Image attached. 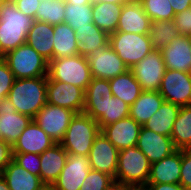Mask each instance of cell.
<instances>
[{
	"mask_svg": "<svg viewBox=\"0 0 191 190\" xmlns=\"http://www.w3.org/2000/svg\"><path fill=\"white\" fill-rule=\"evenodd\" d=\"M8 98L18 113L33 119L47 103V76L15 79Z\"/></svg>",
	"mask_w": 191,
	"mask_h": 190,
	"instance_id": "obj_1",
	"label": "cell"
},
{
	"mask_svg": "<svg viewBox=\"0 0 191 190\" xmlns=\"http://www.w3.org/2000/svg\"><path fill=\"white\" fill-rule=\"evenodd\" d=\"M33 21L14 2L7 1L0 7V57L26 43Z\"/></svg>",
	"mask_w": 191,
	"mask_h": 190,
	"instance_id": "obj_2",
	"label": "cell"
},
{
	"mask_svg": "<svg viewBox=\"0 0 191 190\" xmlns=\"http://www.w3.org/2000/svg\"><path fill=\"white\" fill-rule=\"evenodd\" d=\"M100 131L98 122L92 117L84 113L75 114L60 145L68 154L88 156Z\"/></svg>",
	"mask_w": 191,
	"mask_h": 190,
	"instance_id": "obj_3",
	"label": "cell"
},
{
	"mask_svg": "<svg viewBox=\"0 0 191 190\" xmlns=\"http://www.w3.org/2000/svg\"><path fill=\"white\" fill-rule=\"evenodd\" d=\"M151 163L137 146L120 150L115 180L131 189L143 188L150 176Z\"/></svg>",
	"mask_w": 191,
	"mask_h": 190,
	"instance_id": "obj_4",
	"label": "cell"
},
{
	"mask_svg": "<svg viewBox=\"0 0 191 190\" xmlns=\"http://www.w3.org/2000/svg\"><path fill=\"white\" fill-rule=\"evenodd\" d=\"M15 79L48 76L49 62L24 43L2 56Z\"/></svg>",
	"mask_w": 191,
	"mask_h": 190,
	"instance_id": "obj_5",
	"label": "cell"
},
{
	"mask_svg": "<svg viewBox=\"0 0 191 190\" xmlns=\"http://www.w3.org/2000/svg\"><path fill=\"white\" fill-rule=\"evenodd\" d=\"M48 76L52 80L70 83L84 91L92 81L89 63L82 55L52 59L48 65Z\"/></svg>",
	"mask_w": 191,
	"mask_h": 190,
	"instance_id": "obj_6",
	"label": "cell"
},
{
	"mask_svg": "<svg viewBox=\"0 0 191 190\" xmlns=\"http://www.w3.org/2000/svg\"><path fill=\"white\" fill-rule=\"evenodd\" d=\"M109 43L129 69L153 50L147 34L114 32L109 35Z\"/></svg>",
	"mask_w": 191,
	"mask_h": 190,
	"instance_id": "obj_7",
	"label": "cell"
},
{
	"mask_svg": "<svg viewBox=\"0 0 191 190\" xmlns=\"http://www.w3.org/2000/svg\"><path fill=\"white\" fill-rule=\"evenodd\" d=\"M86 59L89 63L92 78L110 80L129 70L109 42L103 47L92 50L86 56Z\"/></svg>",
	"mask_w": 191,
	"mask_h": 190,
	"instance_id": "obj_8",
	"label": "cell"
},
{
	"mask_svg": "<svg viewBox=\"0 0 191 190\" xmlns=\"http://www.w3.org/2000/svg\"><path fill=\"white\" fill-rule=\"evenodd\" d=\"M130 70L142 91H159L166 66L161 52L152 50Z\"/></svg>",
	"mask_w": 191,
	"mask_h": 190,
	"instance_id": "obj_9",
	"label": "cell"
},
{
	"mask_svg": "<svg viewBox=\"0 0 191 190\" xmlns=\"http://www.w3.org/2000/svg\"><path fill=\"white\" fill-rule=\"evenodd\" d=\"M75 112L64 107L46 103L33 120L56 142L63 139Z\"/></svg>",
	"mask_w": 191,
	"mask_h": 190,
	"instance_id": "obj_10",
	"label": "cell"
},
{
	"mask_svg": "<svg viewBox=\"0 0 191 190\" xmlns=\"http://www.w3.org/2000/svg\"><path fill=\"white\" fill-rule=\"evenodd\" d=\"M165 101L181 106L191 105V73L166 69L159 89Z\"/></svg>",
	"mask_w": 191,
	"mask_h": 190,
	"instance_id": "obj_11",
	"label": "cell"
},
{
	"mask_svg": "<svg viewBox=\"0 0 191 190\" xmlns=\"http://www.w3.org/2000/svg\"><path fill=\"white\" fill-rule=\"evenodd\" d=\"M47 103L83 113L85 91L75 85L52 80L47 76Z\"/></svg>",
	"mask_w": 191,
	"mask_h": 190,
	"instance_id": "obj_12",
	"label": "cell"
},
{
	"mask_svg": "<svg viewBox=\"0 0 191 190\" xmlns=\"http://www.w3.org/2000/svg\"><path fill=\"white\" fill-rule=\"evenodd\" d=\"M32 120L30 116L18 113L8 97L0 100L1 140L13 146Z\"/></svg>",
	"mask_w": 191,
	"mask_h": 190,
	"instance_id": "obj_13",
	"label": "cell"
},
{
	"mask_svg": "<svg viewBox=\"0 0 191 190\" xmlns=\"http://www.w3.org/2000/svg\"><path fill=\"white\" fill-rule=\"evenodd\" d=\"M118 154L119 150L100 131L88 155L91 169L110 175L114 179L118 166Z\"/></svg>",
	"mask_w": 191,
	"mask_h": 190,
	"instance_id": "obj_14",
	"label": "cell"
},
{
	"mask_svg": "<svg viewBox=\"0 0 191 190\" xmlns=\"http://www.w3.org/2000/svg\"><path fill=\"white\" fill-rule=\"evenodd\" d=\"M90 170L88 156L68 154L65 166L51 187L54 190H79Z\"/></svg>",
	"mask_w": 191,
	"mask_h": 190,
	"instance_id": "obj_15",
	"label": "cell"
},
{
	"mask_svg": "<svg viewBox=\"0 0 191 190\" xmlns=\"http://www.w3.org/2000/svg\"><path fill=\"white\" fill-rule=\"evenodd\" d=\"M136 146L148 158L151 164L162 160L177 150L171 137L155 133L143 126H141L139 131Z\"/></svg>",
	"mask_w": 191,
	"mask_h": 190,
	"instance_id": "obj_16",
	"label": "cell"
},
{
	"mask_svg": "<svg viewBox=\"0 0 191 190\" xmlns=\"http://www.w3.org/2000/svg\"><path fill=\"white\" fill-rule=\"evenodd\" d=\"M151 19L143 10L139 0H128L119 14L116 32L148 34Z\"/></svg>",
	"mask_w": 191,
	"mask_h": 190,
	"instance_id": "obj_17",
	"label": "cell"
},
{
	"mask_svg": "<svg viewBox=\"0 0 191 190\" xmlns=\"http://www.w3.org/2000/svg\"><path fill=\"white\" fill-rule=\"evenodd\" d=\"M112 96L109 80L92 78L85 91L83 113L97 120L106 113V105Z\"/></svg>",
	"mask_w": 191,
	"mask_h": 190,
	"instance_id": "obj_18",
	"label": "cell"
},
{
	"mask_svg": "<svg viewBox=\"0 0 191 190\" xmlns=\"http://www.w3.org/2000/svg\"><path fill=\"white\" fill-rule=\"evenodd\" d=\"M56 142L32 120L12 146L13 153L42 154Z\"/></svg>",
	"mask_w": 191,
	"mask_h": 190,
	"instance_id": "obj_19",
	"label": "cell"
},
{
	"mask_svg": "<svg viewBox=\"0 0 191 190\" xmlns=\"http://www.w3.org/2000/svg\"><path fill=\"white\" fill-rule=\"evenodd\" d=\"M140 129L141 125L129 116L104 126L101 131L120 151L131 146H136Z\"/></svg>",
	"mask_w": 191,
	"mask_h": 190,
	"instance_id": "obj_20",
	"label": "cell"
},
{
	"mask_svg": "<svg viewBox=\"0 0 191 190\" xmlns=\"http://www.w3.org/2000/svg\"><path fill=\"white\" fill-rule=\"evenodd\" d=\"M166 69L191 73V45L185 35H179L161 51Z\"/></svg>",
	"mask_w": 191,
	"mask_h": 190,
	"instance_id": "obj_21",
	"label": "cell"
},
{
	"mask_svg": "<svg viewBox=\"0 0 191 190\" xmlns=\"http://www.w3.org/2000/svg\"><path fill=\"white\" fill-rule=\"evenodd\" d=\"M67 158L68 153L60 143H55L40 154V178L46 186L51 187L57 180Z\"/></svg>",
	"mask_w": 191,
	"mask_h": 190,
	"instance_id": "obj_22",
	"label": "cell"
},
{
	"mask_svg": "<svg viewBox=\"0 0 191 190\" xmlns=\"http://www.w3.org/2000/svg\"><path fill=\"white\" fill-rule=\"evenodd\" d=\"M181 150L151 164L147 183H179L181 175Z\"/></svg>",
	"mask_w": 191,
	"mask_h": 190,
	"instance_id": "obj_23",
	"label": "cell"
},
{
	"mask_svg": "<svg viewBox=\"0 0 191 190\" xmlns=\"http://www.w3.org/2000/svg\"><path fill=\"white\" fill-rule=\"evenodd\" d=\"M54 26L34 20L28 31L26 43L48 62L53 59Z\"/></svg>",
	"mask_w": 191,
	"mask_h": 190,
	"instance_id": "obj_24",
	"label": "cell"
},
{
	"mask_svg": "<svg viewBox=\"0 0 191 190\" xmlns=\"http://www.w3.org/2000/svg\"><path fill=\"white\" fill-rule=\"evenodd\" d=\"M2 176L10 190H43L46 187L39 176L31 174L13 160L5 168Z\"/></svg>",
	"mask_w": 191,
	"mask_h": 190,
	"instance_id": "obj_25",
	"label": "cell"
},
{
	"mask_svg": "<svg viewBox=\"0 0 191 190\" xmlns=\"http://www.w3.org/2000/svg\"><path fill=\"white\" fill-rule=\"evenodd\" d=\"M164 101L159 91H142L130 106L129 116L143 126L158 111Z\"/></svg>",
	"mask_w": 191,
	"mask_h": 190,
	"instance_id": "obj_26",
	"label": "cell"
},
{
	"mask_svg": "<svg viewBox=\"0 0 191 190\" xmlns=\"http://www.w3.org/2000/svg\"><path fill=\"white\" fill-rule=\"evenodd\" d=\"M180 106L168 101H164L157 112L145 122L143 127L164 136H171L173 124L177 119Z\"/></svg>",
	"mask_w": 191,
	"mask_h": 190,
	"instance_id": "obj_27",
	"label": "cell"
},
{
	"mask_svg": "<svg viewBox=\"0 0 191 190\" xmlns=\"http://www.w3.org/2000/svg\"><path fill=\"white\" fill-rule=\"evenodd\" d=\"M78 55L76 32L67 23L54 25L53 59Z\"/></svg>",
	"mask_w": 191,
	"mask_h": 190,
	"instance_id": "obj_28",
	"label": "cell"
},
{
	"mask_svg": "<svg viewBox=\"0 0 191 190\" xmlns=\"http://www.w3.org/2000/svg\"><path fill=\"white\" fill-rule=\"evenodd\" d=\"M124 3H98L93 2V23L108 35L116 32L119 14Z\"/></svg>",
	"mask_w": 191,
	"mask_h": 190,
	"instance_id": "obj_29",
	"label": "cell"
},
{
	"mask_svg": "<svg viewBox=\"0 0 191 190\" xmlns=\"http://www.w3.org/2000/svg\"><path fill=\"white\" fill-rule=\"evenodd\" d=\"M113 96L120 98L122 101L131 106L140 96L142 89L135 79L132 71L129 69L109 80Z\"/></svg>",
	"mask_w": 191,
	"mask_h": 190,
	"instance_id": "obj_30",
	"label": "cell"
},
{
	"mask_svg": "<svg viewBox=\"0 0 191 190\" xmlns=\"http://www.w3.org/2000/svg\"><path fill=\"white\" fill-rule=\"evenodd\" d=\"M76 39L78 43V55L86 57L98 47H103L109 42V35L99 29L94 23L90 27L77 28Z\"/></svg>",
	"mask_w": 191,
	"mask_h": 190,
	"instance_id": "obj_31",
	"label": "cell"
},
{
	"mask_svg": "<svg viewBox=\"0 0 191 190\" xmlns=\"http://www.w3.org/2000/svg\"><path fill=\"white\" fill-rule=\"evenodd\" d=\"M170 137L176 149H191V105L180 107Z\"/></svg>",
	"mask_w": 191,
	"mask_h": 190,
	"instance_id": "obj_32",
	"label": "cell"
},
{
	"mask_svg": "<svg viewBox=\"0 0 191 190\" xmlns=\"http://www.w3.org/2000/svg\"><path fill=\"white\" fill-rule=\"evenodd\" d=\"M147 35L153 50L161 51L180 34L177 31L173 20H151Z\"/></svg>",
	"mask_w": 191,
	"mask_h": 190,
	"instance_id": "obj_33",
	"label": "cell"
},
{
	"mask_svg": "<svg viewBox=\"0 0 191 190\" xmlns=\"http://www.w3.org/2000/svg\"><path fill=\"white\" fill-rule=\"evenodd\" d=\"M93 3L72 4L65 2L64 22L70 25L75 31L77 28L90 27L92 18Z\"/></svg>",
	"mask_w": 191,
	"mask_h": 190,
	"instance_id": "obj_34",
	"label": "cell"
},
{
	"mask_svg": "<svg viewBox=\"0 0 191 190\" xmlns=\"http://www.w3.org/2000/svg\"><path fill=\"white\" fill-rule=\"evenodd\" d=\"M65 0H42L34 20L50 25L64 23Z\"/></svg>",
	"mask_w": 191,
	"mask_h": 190,
	"instance_id": "obj_35",
	"label": "cell"
},
{
	"mask_svg": "<svg viewBox=\"0 0 191 190\" xmlns=\"http://www.w3.org/2000/svg\"><path fill=\"white\" fill-rule=\"evenodd\" d=\"M129 113L130 106L120 98L112 96L106 105V113H103L96 121L102 129L106 125L129 117Z\"/></svg>",
	"mask_w": 191,
	"mask_h": 190,
	"instance_id": "obj_36",
	"label": "cell"
},
{
	"mask_svg": "<svg viewBox=\"0 0 191 190\" xmlns=\"http://www.w3.org/2000/svg\"><path fill=\"white\" fill-rule=\"evenodd\" d=\"M151 20H174L175 13L169 0H139Z\"/></svg>",
	"mask_w": 191,
	"mask_h": 190,
	"instance_id": "obj_37",
	"label": "cell"
},
{
	"mask_svg": "<svg viewBox=\"0 0 191 190\" xmlns=\"http://www.w3.org/2000/svg\"><path fill=\"white\" fill-rule=\"evenodd\" d=\"M113 180L110 175L91 169L79 190H103Z\"/></svg>",
	"mask_w": 191,
	"mask_h": 190,
	"instance_id": "obj_38",
	"label": "cell"
},
{
	"mask_svg": "<svg viewBox=\"0 0 191 190\" xmlns=\"http://www.w3.org/2000/svg\"><path fill=\"white\" fill-rule=\"evenodd\" d=\"M13 161L31 174L40 177V155L35 153H13Z\"/></svg>",
	"mask_w": 191,
	"mask_h": 190,
	"instance_id": "obj_39",
	"label": "cell"
},
{
	"mask_svg": "<svg viewBox=\"0 0 191 190\" xmlns=\"http://www.w3.org/2000/svg\"><path fill=\"white\" fill-rule=\"evenodd\" d=\"M15 77L8 64L0 57V100L7 98Z\"/></svg>",
	"mask_w": 191,
	"mask_h": 190,
	"instance_id": "obj_40",
	"label": "cell"
},
{
	"mask_svg": "<svg viewBox=\"0 0 191 190\" xmlns=\"http://www.w3.org/2000/svg\"><path fill=\"white\" fill-rule=\"evenodd\" d=\"M181 175L179 183L185 190H191V149L181 150Z\"/></svg>",
	"mask_w": 191,
	"mask_h": 190,
	"instance_id": "obj_41",
	"label": "cell"
},
{
	"mask_svg": "<svg viewBox=\"0 0 191 190\" xmlns=\"http://www.w3.org/2000/svg\"><path fill=\"white\" fill-rule=\"evenodd\" d=\"M174 23L180 35L187 36L191 33V7L175 14Z\"/></svg>",
	"mask_w": 191,
	"mask_h": 190,
	"instance_id": "obj_42",
	"label": "cell"
},
{
	"mask_svg": "<svg viewBox=\"0 0 191 190\" xmlns=\"http://www.w3.org/2000/svg\"><path fill=\"white\" fill-rule=\"evenodd\" d=\"M40 2L41 0H16L14 4L19 11L34 20Z\"/></svg>",
	"mask_w": 191,
	"mask_h": 190,
	"instance_id": "obj_43",
	"label": "cell"
},
{
	"mask_svg": "<svg viewBox=\"0 0 191 190\" xmlns=\"http://www.w3.org/2000/svg\"><path fill=\"white\" fill-rule=\"evenodd\" d=\"M13 160L12 145L0 139V174L3 173L5 168Z\"/></svg>",
	"mask_w": 191,
	"mask_h": 190,
	"instance_id": "obj_44",
	"label": "cell"
},
{
	"mask_svg": "<svg viewBox=\"0 0 191 190\" xmlns=\"http://www.w3.org/2000/svg\"><path fill=\"white\" fill-rule=\"evenodd\" d=\"M144 190H185L180 183H147L144 187Z\"/></svg>",
	"mask_w": 191,
	"mask_h": 190,
	"instance_id": "obj_45",
	"label": "cell"
},
{
	"mask_svg": "<svg viewBox=\"0 0 191 190\" xmlns=\"http://www.w3.org/2000/svg\"><path fill=\"white\" fill-rule=\"evenodd\" d=\"M175 14L191 7V0H169Z\"/></svg>",
	"mask_w": 191,
	"mask_h": 190,
	"instance_id": "obj_46",
	"label": "cell"
},
{
	"mask_svg": "<svg viewBox=\"0 0 191 190\" xmlns=\"http://www.w3.org/2000/svg\"><path fill=\"white\" fill-rule=\"evenodd\" d=\"M103 190H132V189L129 186L114 179Z\"/></svg>",
	"mask_w": 191,
	"mask_h": 190,
	"instance_id": "obj_47",
	"label": "cell"
},
{
	"mask_svg": "<svg viewBox=\"0 0 191 190\" xmlns=\"http://www.w3.org/2000/svg\"><path fill=\"white\" fill-rule=\"evenodd\" d=\"M67 3H72V4H91L93 3L92 0H65Z\"/></svg>",
	"mask_w": 191,
	"mask_h": 190,
	"instance_id": "obj_48",
	"label": "cell"
},
{
	"mask_svg": "<svg viewBox=\"0 0 191 190\" xmlns=\"http://www.w3.org/2000/svg\"><path fill=\"white\" fill-rule=\"evenodd\" d=\"M0 190H10L5 178L0 174Z\"/></svg>",
	"mask_w": 191,
	"mask_h": 190,
	"instance_id": "obj_49",
	"label": "cell"
},
{
	"mask_svg": "<svg viewBox=\"0 0 191 190\" xmlns=\"http://www.w3.org/2000/svg\"><path fill=\"white\" fill-rule=\"evenodd\" d=\"M93 2H98V3H125L128 0H92Z\"/></svg>",
	"mask_w": 191,
	"mask_h": 190,
	"instance_id": "obj_50",
	"label": "cell"
},
{
	"mask_svg": "<svg viewBox=\"0 0 191 190\" xmlns=\"http://www.w3.org/2000/svg\"><path fill=\"white\" fill-rule=\"evenodd\" d=\"M186 37H187V39L189 40V43H190V45H191V33L188 34Z\"/></svg>",
	"mask_w": 191,
	"mask_h": 190,
	"instance_id": "obj_51",
	"label": "cell"
},
{
	"mask_svg": "<svg viewBox=\"0 0 191 190\" xmlns=\"http://www.w3.org/2000/svg\"><path fill=\"white\" fill-rule=\"evenodd\" d=\"M8 0H0V7L5 3L7 2Z\"/></svg>",
	"mask_w": 191,
	"mask_h": 190,
	"instance_id": "obj_52",
	"label": "cell"
},
{
	"mask_svg": "<svg viewBox=\"0 0 191 190\" xmlns=\"http://www.w3.org/2000/svg\"><path fill=\"white\" fill-rule=\"evenodd\" d=\"M43 190H54L52 187L46 186Z\"/></svg>",
	"mask_w": 191,
	"mask_h": 190,
	"instance_id": "obj_53",
	"label": "cell"
},
{
	"mask_svg": "<svg viewBox=\"0 0 191 190\" xmlns=\"http://www.w3.org/2000/svg\"><path fill=\"white\" fill-rule=\"evenodd\" d=\"M132 190H144L143 188H137V189H132Z\"/></svg>",
	"mask_w": 191,
	"mask_h": 190,
	"instance_id": "obj_54",
	"label": "cell"
}]
</instances>
